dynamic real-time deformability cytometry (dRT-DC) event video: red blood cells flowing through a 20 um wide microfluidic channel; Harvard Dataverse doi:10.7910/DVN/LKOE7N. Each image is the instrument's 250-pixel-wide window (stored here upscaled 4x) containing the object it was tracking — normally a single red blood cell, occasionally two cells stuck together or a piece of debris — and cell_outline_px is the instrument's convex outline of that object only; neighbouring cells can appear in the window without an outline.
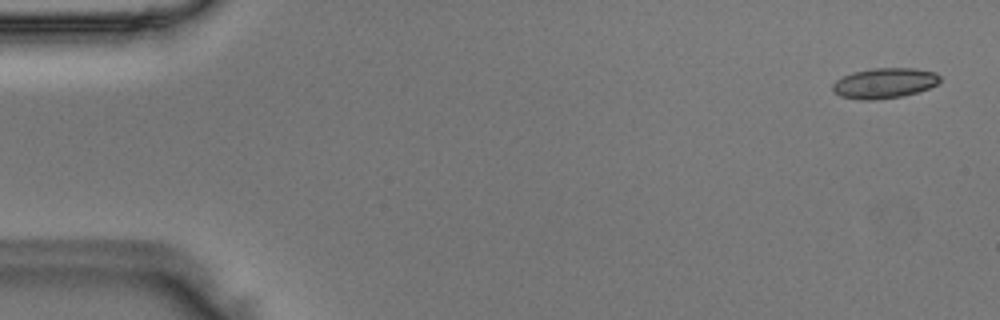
{"species": "Egyptian fruit bat (a non-hibernating species)", "species_latin": "Rousettus aegyptiacus", "temperature_condition": "room temperature", "stored_images_in_passage": 51, "camera_frame_rate_fps": 3000, "um_per_image_px": 0.085, "animal": {"sex": "male"}, "frame": {"image": 1, "passage_image": 2, "time_ms": 0.333, "image_size_px": [1000, 320], "cell_outline_px": [[940, 80], [936, 84], [928, 88], [916, 92], [900, 96], [876, 100], [860, 100], [840, 96], [832, 92], [832, 84], [836, 80], [852, 72], [872, 68], [916, 68], [936, 72], [940, 76]], "centroid_in_image_um": [75.14, 7.06], "position_along_channel_um": 9.9, "area_um2": 19.02}}
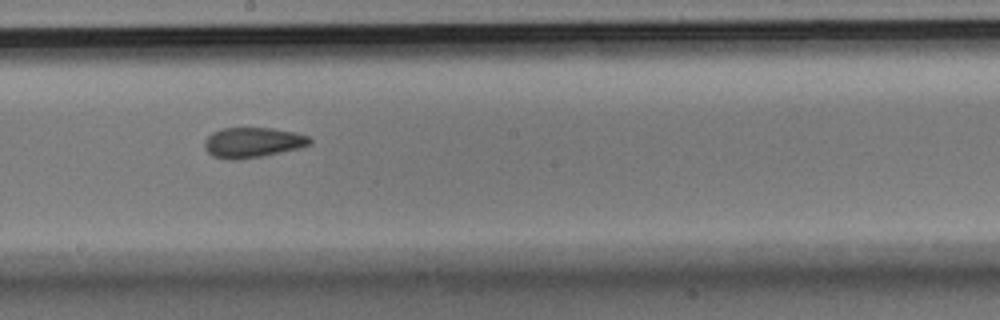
{"frame": {"image": 2, "passage_image": 28, "time_ms": 9.0, "image_size_px": [1000, 320], "cell_outline_px": [[312, 144], [300, 148], [240, 160], [228, 160], [212, 156], [204, 148], [204, 140], [212, 132], [224, 128], [272, 128], [296, 132], [308, 136], [312, 140]], "centroid_in_image_um": [21.47, 12.11], "position_along_channel_um": 226.7, "area_um2": 18.67}}
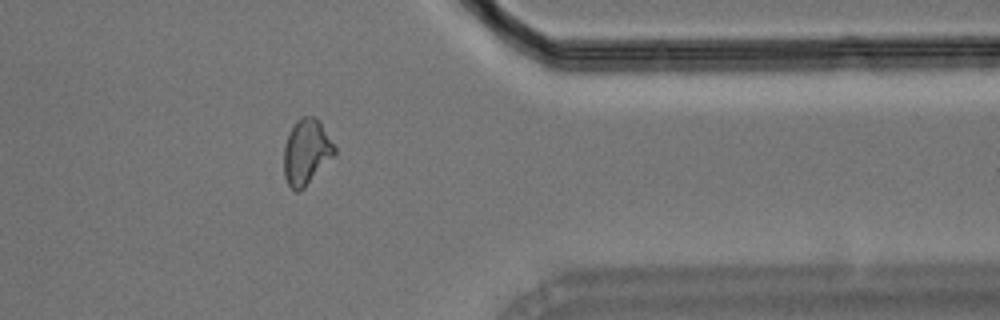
{"frame": {"image": 3, "passage_image": 41, "time_ms": 13.333, "image_size_px": [1000, 320], "cell_outline_px": [[336, 152], [304, 188], [300, 192], [296, 192], [288, 184], [284, 176], [284, 144], [296, 120], [300, 116], [316, 116], [320, 120], [336, 148]], "centroid_in_image_um": [26.03, 12.89], "position_along_channel_um": 385.4, "area_um2": 19.25}}